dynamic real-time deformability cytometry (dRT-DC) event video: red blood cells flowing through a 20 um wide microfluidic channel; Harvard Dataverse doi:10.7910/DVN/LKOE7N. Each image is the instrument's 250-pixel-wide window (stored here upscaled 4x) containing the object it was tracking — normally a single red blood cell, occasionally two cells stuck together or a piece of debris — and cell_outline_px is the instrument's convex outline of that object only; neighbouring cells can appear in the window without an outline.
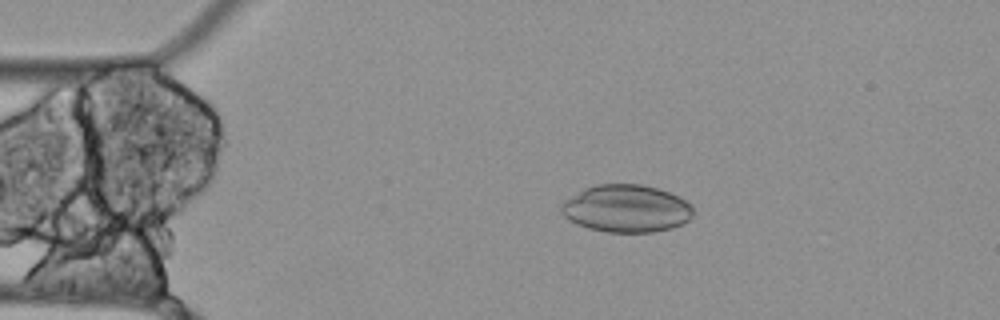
{"species": "Egyptian fruit bat (a non-hibernating species)", "species_latin": "Rousettus aegyptiacus", "temperature_condition": "cold", "stored_images_in_passage": 56, "camera_frame_rate_fps": 3000, "um_per_image_px": 0.085, "animal": {"sex": "female"}, "frame": {"image": 1, "passage_image": 11, "time_ms": 3.333, "image_size_px": [1000, 320], "cell_outline_px": [[692, 216], [688, 220], [672, 228], [652, 232], [608, 232], [588, 228], [576, 224], [568, 220], [560, 212], [560, 204], [564, 200], [584, 188], [596, 184], [644, 184], [668, 192], [692, 204]], "centroid_in_image_um": [53.19, 17.72], "position_along_channel_um": 31.8, "area_um2": 36.59}}
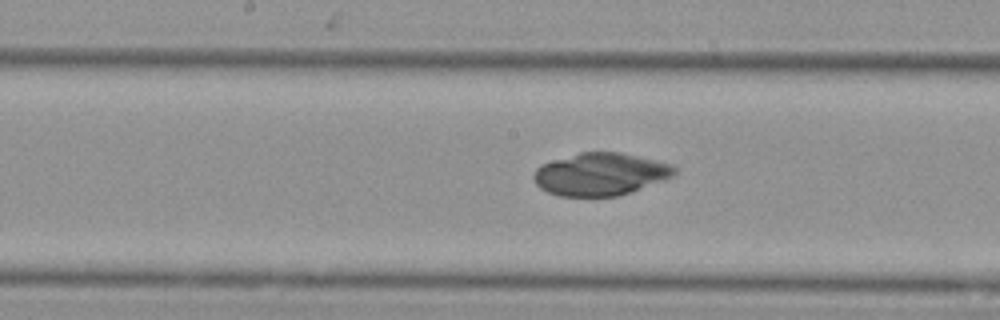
{"frame": {"image": 2, "passage_image": 28, "time_ms": 9.0, "image_size_px": [1000, 320], "cell_outline_px": [[676, 172], [672, 176], [664, 180], [632, 192], [616, 196], [556, 196], [540, 188], [536, 184], [532, 176], [536, 168], [540, 164], [552, 160], [580, 152], [620, 152], [656, 160], [672, 164], [676, 168]], "centroid_in_image_um": [51.01, 14.8], "position_along_channel_um": 197.2, "area_um2": 35.08}}
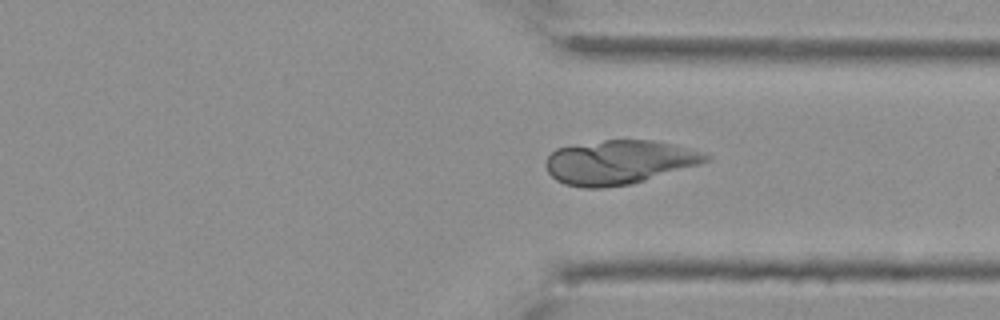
{"frame": {"image": 3, "passage_image": 42, "time_ms": 13.667, "image_size_px": [1000, 320], "cell_outline_px": [[712, 156], [708, 160], [700, 164], [644, 180], [628, 184], [604, 188], [584, 188], [564, 184], [556, 180], [548, 172], [544, 164], [548, 156], [556, 148], [572, 144], [604, 140], [652, 140], [672, 144], [700, 152]], "centroid_in_image_um": [52.55, 13.78], "position_along_channel_um": 358.9, "area_um2": 40.92}}